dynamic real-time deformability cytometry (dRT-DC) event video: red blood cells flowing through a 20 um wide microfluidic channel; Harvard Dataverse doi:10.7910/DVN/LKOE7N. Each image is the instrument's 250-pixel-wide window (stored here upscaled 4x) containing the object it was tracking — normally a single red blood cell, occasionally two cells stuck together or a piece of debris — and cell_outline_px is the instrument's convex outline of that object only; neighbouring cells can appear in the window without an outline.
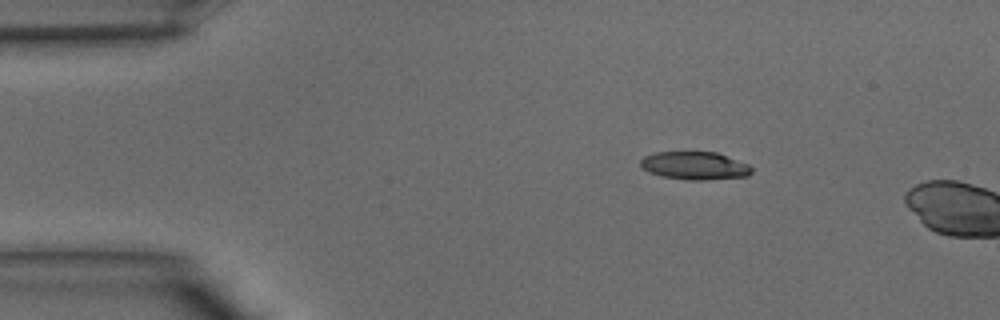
{"species": "common noctule bat (a hibernating species)", "species_latin": "Nyctalus noctula", "temperature_condition": "warm", "stored_images_in_passage": 4, "camera_frame_rate_fps": 3000, "um_per_image_px": 0.085, "animal": {"sex": "male", "body_mass_g": 15.6}, "frame": {"image": 1, "passage_image": 1, "time_ms": 0.0, "image_size_px": [1000, 320], "cell_outline_px": [[752, 172], [748, 176], [708, 180], [688, 180], [660, 176], [648, 172], [640, 164], [640, 160], [644, 156], [656, 152], [716, 152], [748, 164], [752, 168]], "centroid_in_image_um": [59.05, 14.09], "position_along_channel_um": 26.0, "area_um2": 18.15}}